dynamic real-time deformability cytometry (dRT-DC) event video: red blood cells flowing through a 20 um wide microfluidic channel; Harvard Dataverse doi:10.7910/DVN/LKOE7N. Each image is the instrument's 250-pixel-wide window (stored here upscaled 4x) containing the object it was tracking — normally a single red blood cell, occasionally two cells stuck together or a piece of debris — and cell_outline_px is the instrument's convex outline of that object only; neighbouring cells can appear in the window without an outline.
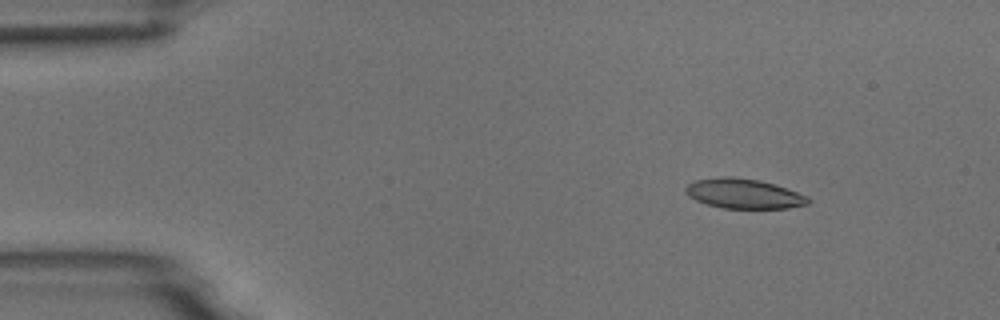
{"species": "common noctule bat (a hibernating species)", "species_latin": "Nyctalus noctula", "temperature_condition": "room temperature", "stored_images_in_passage": 2, "camera_frame_rate_fps": 3000, "um_per_image_px": 0.085, "animal": {"sex": "male", "body_mass_g": 18.8}, "frame": {"image": 1, "passage_image": 2, "time_ms": 2.0, "image_size_px": [1000, 320], "cell_outline_px": [[812, 200], [808, 204], [788, 208], [724, 208], [708, 204], [696, 200], [688, 196], [684, 192], [684, 188], [688, 184], [696, 180], [724, 176], [732, 176], [760, 180], [808, 196]], "centroid_in_image_um": [63.2, 16.46], "position_along_channel_um": 21.8, "area_um2": 21.15}}